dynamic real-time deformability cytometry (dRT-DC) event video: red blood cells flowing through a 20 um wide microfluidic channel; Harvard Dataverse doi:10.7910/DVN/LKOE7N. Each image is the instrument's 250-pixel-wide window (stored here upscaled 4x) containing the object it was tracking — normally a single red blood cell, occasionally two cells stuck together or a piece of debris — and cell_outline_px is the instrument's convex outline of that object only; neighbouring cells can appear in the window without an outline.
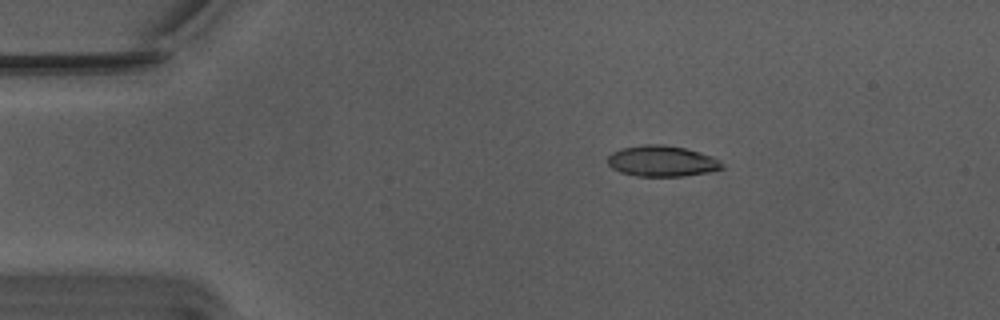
{"species": "Egyptian fruit bat (a non-hibernating species)", "species_latin": "Rousettus aegyptiacus", "temperature_condition": "warm", "stored_images_in_passage": 46, "camera_frame_rate_fps": 3000, "um_per_image_px": 0.085, "animal": {"sex": "male"}, "frame": {"image": 1, "passage_image": 1, "time_ms": 0.0, "image_size_px": [1000, 320], "cell_outline_px": [[724, 168], [708, 172], [684, 176], [640, 176], [620, 172], [612, 168], [608, 164], [608, 156], [612, 152], [620, 148], [644, 144], [664, 144], [684, 148], [712, 156], [724, 164]], "centroid_in_image_um": [56.25, 13.69], "position_along_channel_um": 28.7, "area_um2": 20.58}}
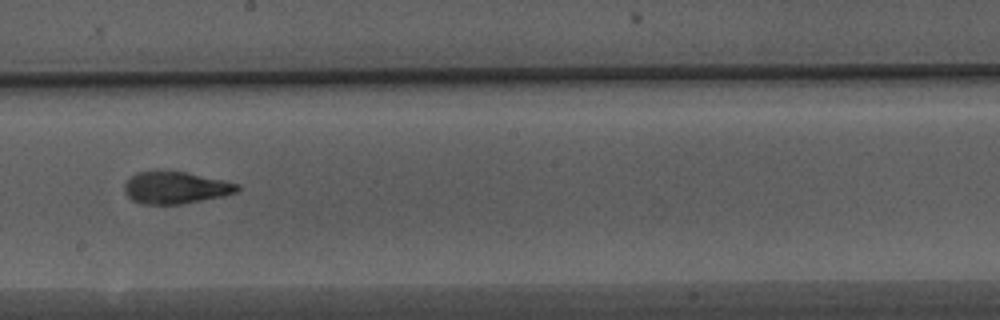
{"frame": {"image": 2, "passage_image": 22, "time_ms": 7.0, "image_size_px": [1000, 320], "cell_outline_px": [[240, 188], [236, 192], [224, 196], [184, 204], [140, 204], [132, 200], [128, 196], [124, 188], [124, 184], [136, 172], [156, 168], [184, 172], [240, 184]], "centroid_in_image_um": [14.89, 15.93], "position_along_channel_um": 233.3, "area_um2": 21.5}}
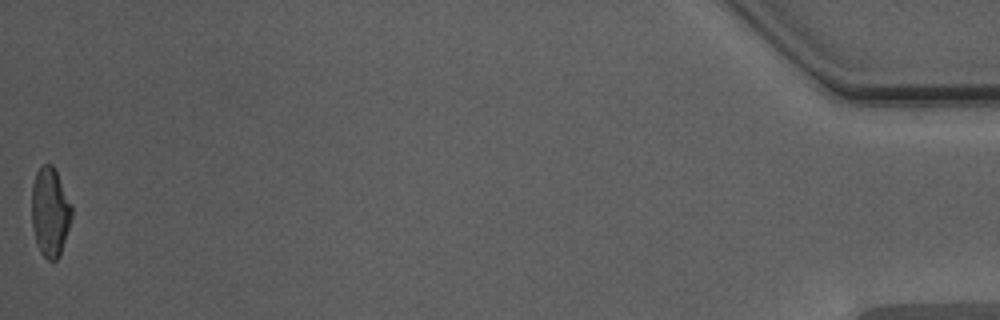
{"frame": {"image": 3, "passage_image": 46, "time_ms": 15.0, "image_size_px": [1000, 320], "cell_outline_px": [[72, 216], [60, 256], [56, 260], [48, 260], [40, 252], [36, 244], [32, 224], [32, 184], [36, 172], [44, 164], [52, 164], [72, 204]], "centroid_in_image_um": [4.26, 18.04], "position_along_channel_um": 430.9, "area_um2": 20.75}, "authors_computed_cell_mechanics": {"area_um2": 21.1837, "velocity_mm_per_s": 3.7625, "shape_relaxation_time_tau1_ms": 6.0017, "shape_relaxation_time_tau2_ms": 1.3992, "deformation_change_tau1": 0.2037, "deformation_change_tau2": 0.0816}}